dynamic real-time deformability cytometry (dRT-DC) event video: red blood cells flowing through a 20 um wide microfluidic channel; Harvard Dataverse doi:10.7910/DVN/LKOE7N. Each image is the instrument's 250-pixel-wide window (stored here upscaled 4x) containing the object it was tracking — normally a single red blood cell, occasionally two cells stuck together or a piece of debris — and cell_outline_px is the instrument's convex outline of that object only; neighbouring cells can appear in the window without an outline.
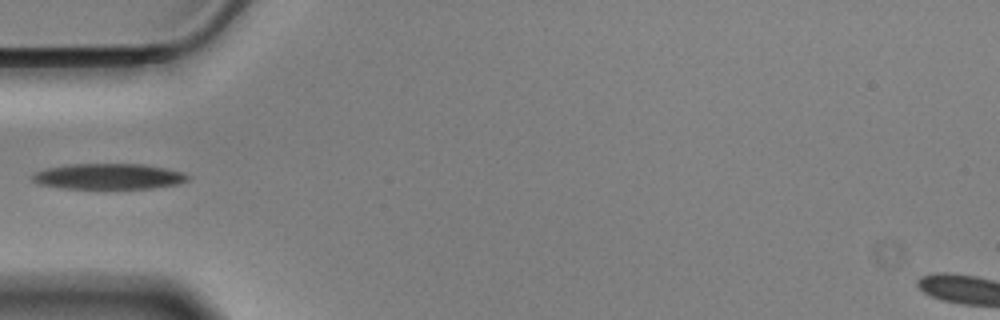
{"species": "Egyptian fruit bat (a non-hibernating species)", "species_latin": "Rousettus aegyptiacus", "temperature_condition": "cold", "stored_images_in_passage": 39, "camera_frame_rate_fps": 3000, "um_per_image_px": 0.085, "animal": {"sex": "male"}, "frame": {"image": 1, "passage_image": 1, "time_ms": 0.0, "image_size_px": [1000, 320], "cell_outline_px": [[188, 180], [176, 184], [152, 188], [60, 188], [36, 184], [32, 180], [32, 176], [36, 172], [48, 168], [72, 164], [144, 164], [184, 172], [188, 176]], "centroid_in_image_um": [9.21, 15.0], "position_along_channel_um": 75.8, "area_um2": 23.06}}
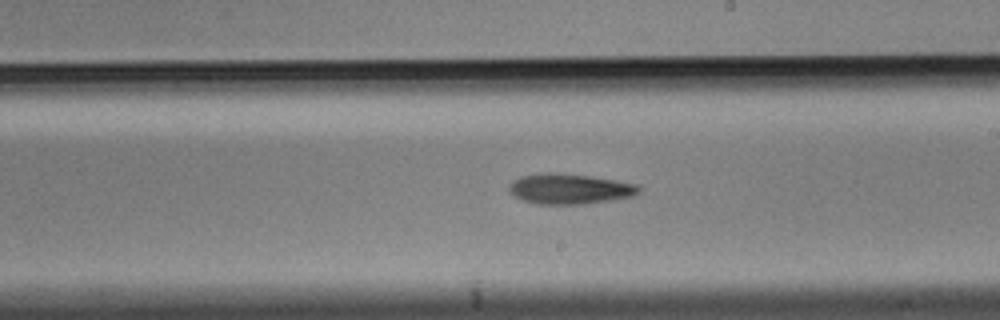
{"frame": {"image": 2, "passage_image": 15, "time_ms": 4.667, "image_size_px": [1000, 320], "cell_outline_px": [[640, 192], [632, 196], [584, 204], [536, 204], [520, 200], [512, 196], [508, 192], [508, 184], [512, 180], [520, 176], [548, 172], [588, 176], [636, 184], [640, 188]], "centroid_in_image_um": [48.31, 16.06], "position_along_channel_um": 240.7, "area_um2": 22.89}}
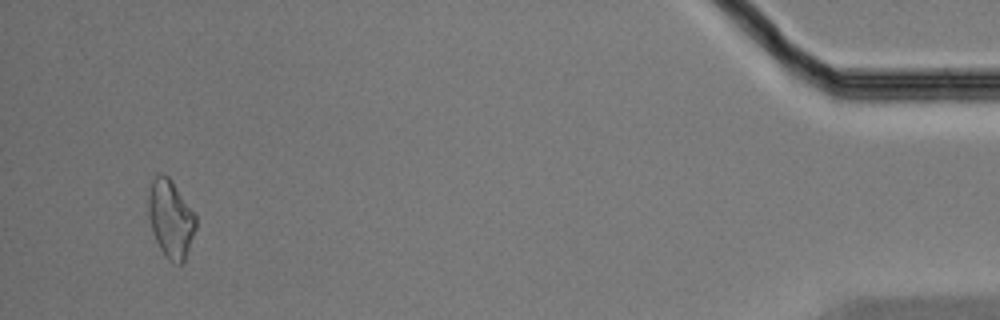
{"frame": {"image": 3, "passage_image": 37, "time_ms": 12.0, "image_size_px": [1000, 320], "cell_outline_px": [[196, 228], [184, 264], [176, 264], [168, 260], [164, 256], [152, 232], [148, 216], [148, 196], [152, 180], [156, 176], [168, 176], [172, 180], [196, 216]], "centroid_in_image_um": [14.51, 18.65], "position_along_channel_um": 420.7, "area_um2": 21.5}}